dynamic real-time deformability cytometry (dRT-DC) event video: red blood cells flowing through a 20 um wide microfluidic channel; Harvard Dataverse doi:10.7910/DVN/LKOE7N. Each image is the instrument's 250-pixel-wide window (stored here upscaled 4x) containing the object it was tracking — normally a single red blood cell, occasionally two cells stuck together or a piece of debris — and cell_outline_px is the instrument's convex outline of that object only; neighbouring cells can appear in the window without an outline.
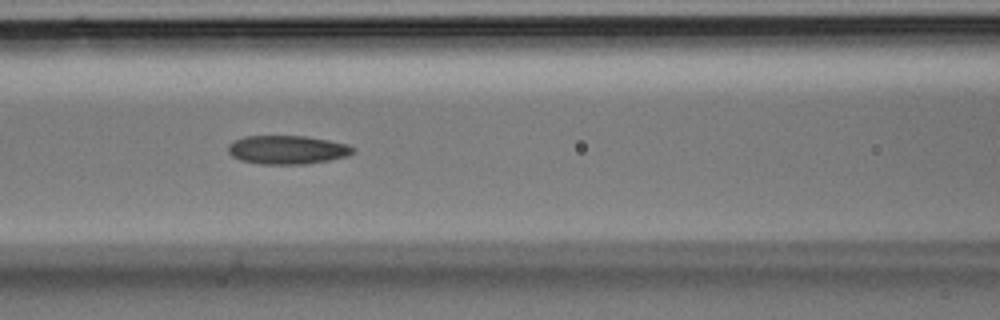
{"species": "Egyptian fruit bat (a non-hibernating species)", "species_latin": "Rousettus aegyptiacus", "temperature_condition": "room temperature", "stored_images_in_passage": 14, "camera_frame_rate_fps": 3000, "um_per_image_px": 0.085, "animal": {"sex": "male"}, "frame": {"image": 1, "passage_image": 7, "time_ms": 2.0, "image_size_px": [1000, 320], "cell_outline_px": [[352, 152], [348, 156], [328, 160], [304, 164], [260, 164], [240, 160], [232, 156], [228, 152], [228, 144], [244, 136], [304, 136], [328, 140], [348, 144], [352, 148]], "centroid_in_image_um": [24.38, 12.73], "position_along_channel_um": 142.2, "area_um2": 20.69}}